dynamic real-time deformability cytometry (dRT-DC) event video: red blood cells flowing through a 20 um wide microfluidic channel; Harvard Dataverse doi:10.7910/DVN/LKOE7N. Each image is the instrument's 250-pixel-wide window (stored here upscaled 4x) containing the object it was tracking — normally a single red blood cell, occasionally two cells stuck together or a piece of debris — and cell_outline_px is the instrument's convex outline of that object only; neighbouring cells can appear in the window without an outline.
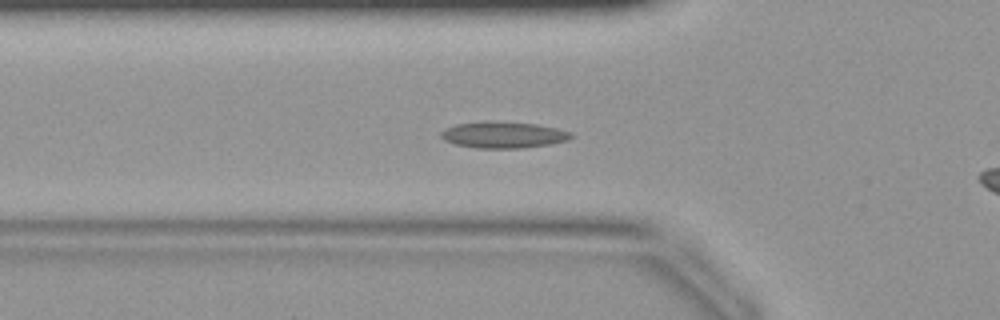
{"species": "common noctule bat (a hibernating species)", "species_latin": "Nyctalus noctula", "temperature_condition": "warm", "stored_images_in_passage": 6, "camera_frame_rate_fps": 3000, "um_per_image_px": 0.085, "animal": {"sex": "female", "body_mass_g": 19.9}, "frame": {"image": 1, "passage_image": 4, "time_ms": 1.0, "image_size_px": [1000, 320], "cell_outline_px": [[572, 136], [568, 140], [548, 144], [524, 148], [476, 148], [456, 144], [444, 140], [440, 136], [440, 132], [444, 128], [456, 124], [484, 120], [492, 120], [536, 124], [556, 128], [572, 132]], "centroid_in_image_um": [42.74, 11.44], "position_along_channel_um": 83.1, "area_um2": 20.23}}